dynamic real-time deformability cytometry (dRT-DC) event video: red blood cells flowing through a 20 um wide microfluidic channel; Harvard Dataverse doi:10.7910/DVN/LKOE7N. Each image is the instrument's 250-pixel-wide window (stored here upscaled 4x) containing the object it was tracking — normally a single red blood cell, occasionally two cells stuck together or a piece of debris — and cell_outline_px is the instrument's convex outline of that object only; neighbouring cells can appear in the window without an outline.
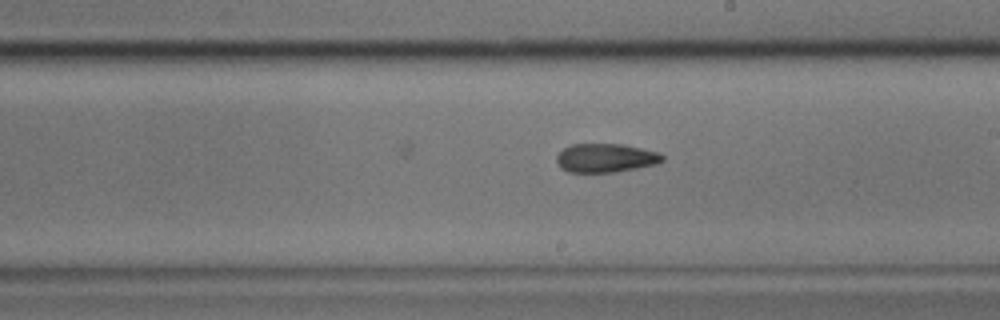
{"species": "common noctule bat (a hibernating species)", "species_latin": "Nyctalus noctula", "temperature_condition": "cold", "stored_images_in_passage": 23, "camera_frame_rate_fps": 3000, "um_per_image_px": 0.085, "animal": {"sex": "male", "body_mass_g": 17.9}, "frame": {"image": 1, "passage_image": 15, "time_ms": 4.667, "image_size_px": [1000, 320], "cell_outline_px": [[664, 160], [656, 164], [616, 172], [568, 172], [560, 168], [556, 160], [556, 156], [564, 148], [572, 144], [624, 144], [660, 152], [664, 156]], "centroid_in_image_um": [51.49, 13.42], "position_along_channel_um": 237.5, "area_um2": 17.86}}
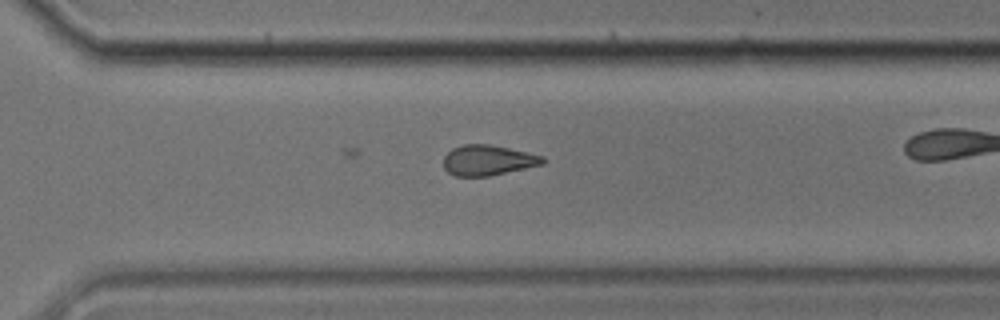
{"frame": {"image": 2, "passage_image": 23, "time_ms": 7.333, "image_size_px": [1000, 320], "cell_outline_px": [[544, 164], [488, 176], [456, 176], [448, 172], [444, 168], [444, 156], [452, 148], [464, 144], [488, 144], [508, 148], [544, 156]], "centroid_in_image_um": [41.46, 13.62], "position_along_channel_um": 329.1, "area_um2": 17.4}}